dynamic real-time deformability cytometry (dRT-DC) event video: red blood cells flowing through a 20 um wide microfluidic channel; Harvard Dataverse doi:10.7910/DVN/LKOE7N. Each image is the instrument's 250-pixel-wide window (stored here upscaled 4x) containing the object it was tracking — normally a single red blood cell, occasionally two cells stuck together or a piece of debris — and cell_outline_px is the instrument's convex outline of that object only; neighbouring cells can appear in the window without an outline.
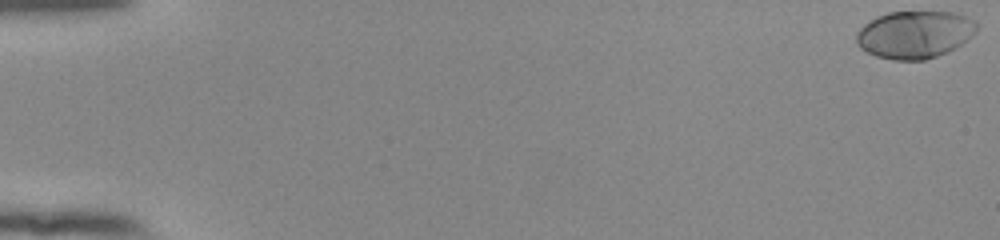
{"species": "human", "species_latin": "Homo sapiens", "temperature_condition": "room temperature", "stored_images_in_passage": 49, "camera_frame_rate_fps": 3000, "um_per_image_px": 0.085, "donor": {"sex": "female"}, "frame": {"image": 1, "passage_image": 1, "time_ms": 0.0, "image_size_px": [1000, 240], "cell_outline_px": [[976, 32], [960, 44], [936, 56], [924, 60], [892, 60], [876, 56], [860, 48], [856, 44], [856, 32], [864, 24], [876, 16], [888, 12], [952, 12], [976, 20]], "centroid_in_image_um": [77.69, 2.93], "position_along_channel_um": 7.3, "area_um2": 33.12}}
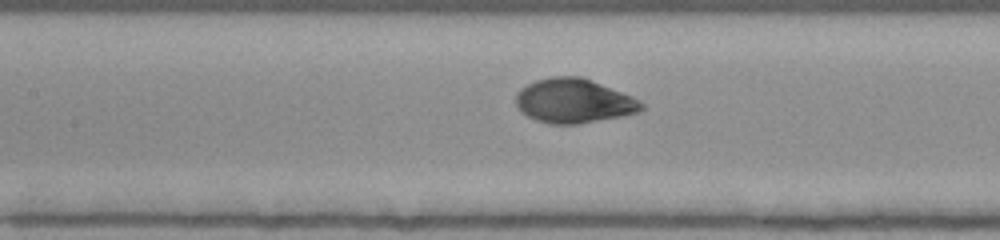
{"frame": {"image": 2, "passage_image": 28, "time_ms": 9.0, "image_size_px": [1000, 240], "cell_outline_px": [[644, 108], [640, 112], [624, 116], [576, 124], [548, 124], [536, 120], [520, 112], [516, 104], [516, 92], [520, 88], [536, 80], [552, 76], [580, 76], [632, 96], [640, 100], [644, 104]], "centroid_in_image_um": [48.77, 8.58], "position_along_channel_um": 158.6, "area_um2": 32.54}}
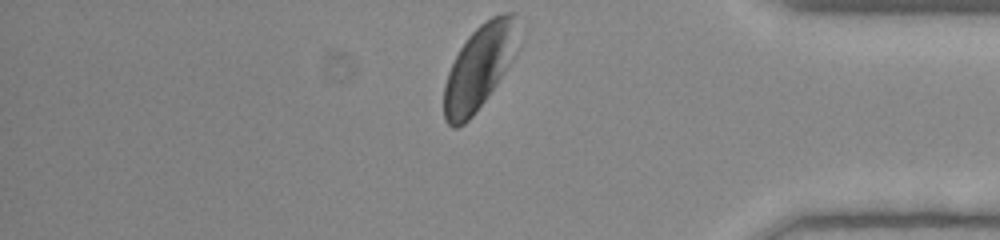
{"frame": {"image": 3, "passage_image": 49, "time_ms": 16.0, "image_size_px": [1000, 240], "cell_outline_px": [[516, 12], [512, 60], [496, 84], [472, 116], [464, 124], [456, 128], [452, 128], [444, 120], [444, 84], [448, 72], [460, 48], [468, 36], [484, 20], [492, 16], [504, 12]], "centroid_in_image_um": [40.66, 5.73], "position_along_channel_um": 394.5, "area_um2": 35.37}, "authors_computed_cell_mechanics": {"area_um2": 32.368, "velocity_mm_per_s": 3.7037, "shape_relaxation_time_tau1_ms": 4.5053, "shape_relaxation_time_tau2_ms": null, "deformation_change_tau1": 0.2751, "deformation_change_tau2": null}}